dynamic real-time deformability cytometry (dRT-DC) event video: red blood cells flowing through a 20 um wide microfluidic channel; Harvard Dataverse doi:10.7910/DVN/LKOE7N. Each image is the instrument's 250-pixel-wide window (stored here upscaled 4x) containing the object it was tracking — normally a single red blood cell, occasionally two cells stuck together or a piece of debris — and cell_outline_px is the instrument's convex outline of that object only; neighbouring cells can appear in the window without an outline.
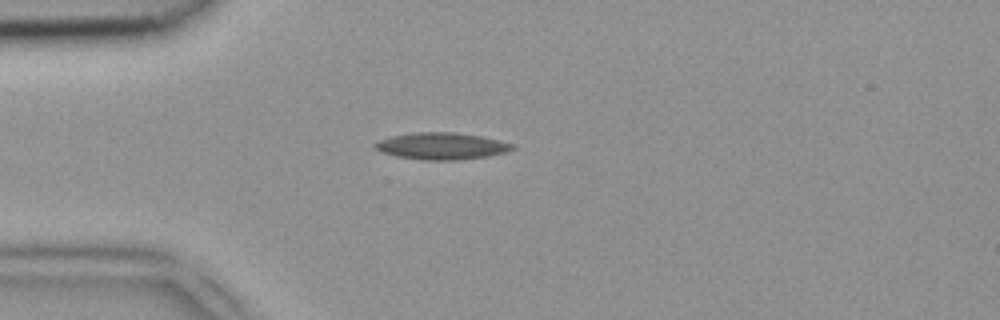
{"species": "common noctule bat (a hibernating species)", "species_latin": "Nyctalus noctula", "temperature_condition": "room temperature", "stored_images_in_passage": 35, "camera_frame_rate_fps": 3000, "um_per_image_px": 0.085, "animal": {"sex": "female", "body_mass_g": 18.4}, "frame": {"image": 1, "passage_image": 3, "time_ms": 0.667, "image_size_px": [1000, 320], "cell_outline_px": [[516, 148], [504, 152], [488, 156], [456, 160], [424, 160], [396, 156], [384, 152], [376, 148], [372, 144], [380, 140], [392, 136], [412, 132], [456, 132], [480, 136], [500, 140], [516, 144]], "centroid_in_image_um": [37.57, 12.4], "position_along_channel_um": 47.4, "area_um2": 21.44}}
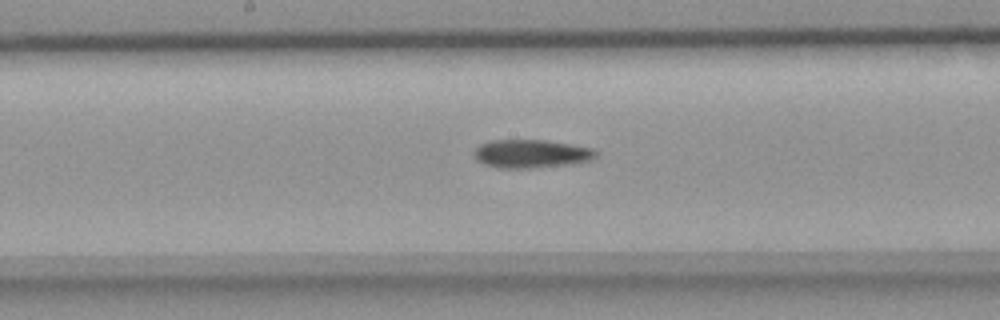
{"frame": {"image": 2, "passage_image": 15, "time_ms": 4.667, "image_size_px": [1000, 320], "cell_outline_px": [[600, 152], [592, 160], [572, 164], [532, 168], [496, 168], [484, 164], [476, 160], [476, 148], [480, 144], [488, 140], [544, 140], [592, 148]], "centroid_in_image_um": [45.17, 13.07], "position_along_channel_um": 203.0, "area_um2": 20.17}}
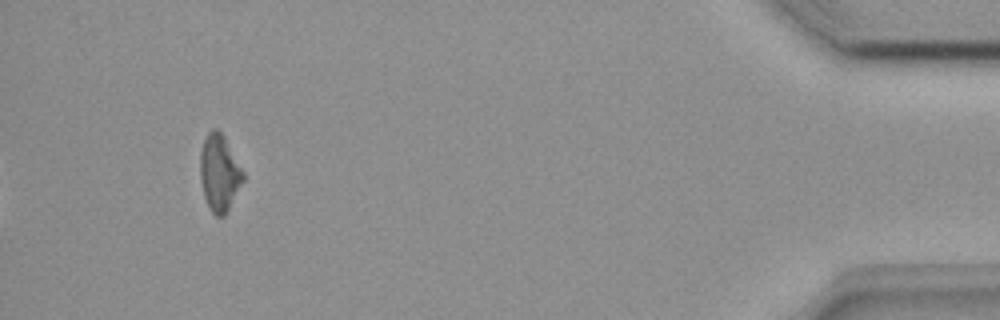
{"frame": {"image": 3, "passage_image": 35, "time_ms": 11.333, "image_size_px": [1000, 320], "cell_outline_px": [[244, 180], [224, 216], [216, 216], [212, 212], [204, 196], [200, 180], [200, 152], [204, 140], [208, 132], [212, 128], [216, 128], [224, 136], [244, 172]], "centroid_in_image_um": [18.64, 14.68], "position_along_channel_um": 416.6, "area_um2": 19.02}}